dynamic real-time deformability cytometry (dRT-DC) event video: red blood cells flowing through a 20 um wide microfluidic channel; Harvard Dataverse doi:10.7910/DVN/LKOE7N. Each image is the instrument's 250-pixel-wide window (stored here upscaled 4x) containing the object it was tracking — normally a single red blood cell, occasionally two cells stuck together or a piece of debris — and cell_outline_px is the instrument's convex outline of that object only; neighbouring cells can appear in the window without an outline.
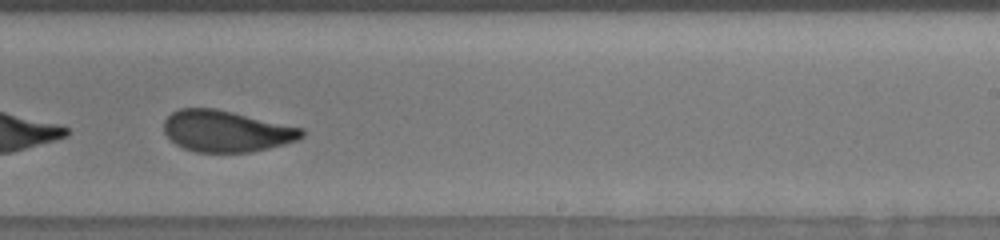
{"species": "human", "species_latin": "Homo sapiens", "temperature_condition": "room temperature", "stored_images_in_passage": 45, "segment_of_instrument_passage": [2, 2], "camera_frame_rate_fps": 3000, "um_per_image_px": 0.085, "donor": {"sex": "male"}, "frame": {"image": 1, "passage_image": 28, "time_ms": 9.0, "image_size_px": [1000, 240], "cell_outline_px": [[304, 136], [296, 140], [284, 144], [252, 152], [196, 152], [184, 148], [176, 144], [164, 132], [164, 120], [172, 112], [180, 108], [216, 108], [304, 128]], "centroid_in_image_um": [19.24, 11.14], "position_along_channel_um": 269.8, "area_um2": 33.23}}
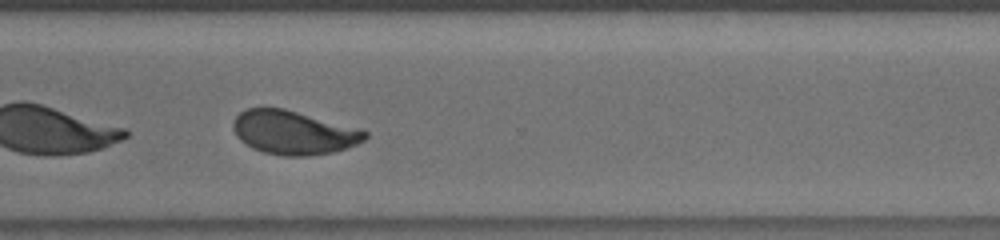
{"frame": {"image": 2, "passage_image": 34, "time_ms": 11.0, "image_size_px": [1000, 240], "cell_outline_px": [[368, 136], [364, 140], [356, 144], [332, 152], [304, 156], [284, 156], [264, 152], [252, 148], [240, 140], [236, 136], [232, 128], [232, 124], [236, 116], [240, 112], [248, 108], [284, 108], [360, 128], [368, 132]], "centroid_in_image_um": [24.94, 11.26], "position_along_channel_um": 345.7, "area_um2": 33.58}}